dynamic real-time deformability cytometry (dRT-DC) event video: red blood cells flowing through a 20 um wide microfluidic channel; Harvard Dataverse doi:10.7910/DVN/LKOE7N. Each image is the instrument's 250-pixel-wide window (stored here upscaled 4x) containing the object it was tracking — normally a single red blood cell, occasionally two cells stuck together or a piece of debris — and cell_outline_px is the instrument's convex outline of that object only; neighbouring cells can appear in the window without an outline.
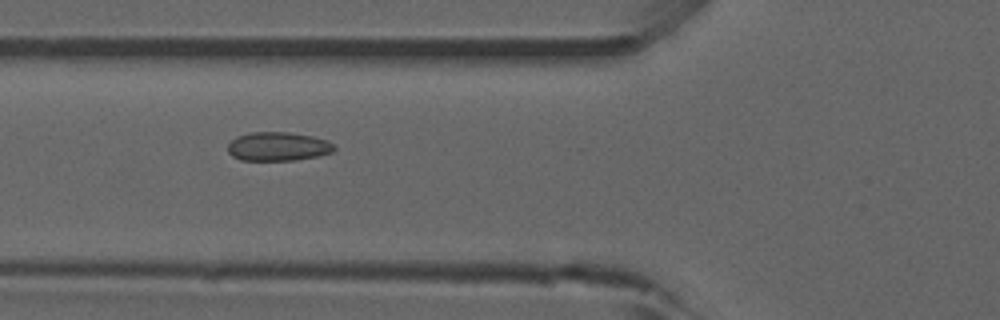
{"species": "common noctule bat (a hibernating species)", "species_latin": "Nyctalus noctula", "temperature_condition": "room temperature", "stored_images_in_passage": 37, "camera_frame_rate_fps": 3000, "um_per_image_px": 0.085, "animal": {"sex": "male", "forearm_length_mm": 52.5}, "frame": {"image": 1, "passage_image": 6, "time_ms": 1.667, "image_size_px": [1000, 320], "cell_outline_px": [[336, 148], [332, 152], [320, 156], [296, 160], [240, 160], [232, 156], [228, 152], [228, 144], [236, 136], [252, 132], [288, 132], [312, 136], [328, 140]], "centroid_in_image_um": [23.63, 12.45], "position_along_channel_um": 102.2, "area_um2": 17.98}, "authors_computed_cell_mechanics": {"area_um2": 17.2244, "velocity_mm_per_s": 3.9033, "shape_relaxation_time_tau1_ms": null, "shape_relaxation_time_tau2_ms": 0.8132, "deformation_change_tau1": null, "deformation_change_tau2": 0.0605}}